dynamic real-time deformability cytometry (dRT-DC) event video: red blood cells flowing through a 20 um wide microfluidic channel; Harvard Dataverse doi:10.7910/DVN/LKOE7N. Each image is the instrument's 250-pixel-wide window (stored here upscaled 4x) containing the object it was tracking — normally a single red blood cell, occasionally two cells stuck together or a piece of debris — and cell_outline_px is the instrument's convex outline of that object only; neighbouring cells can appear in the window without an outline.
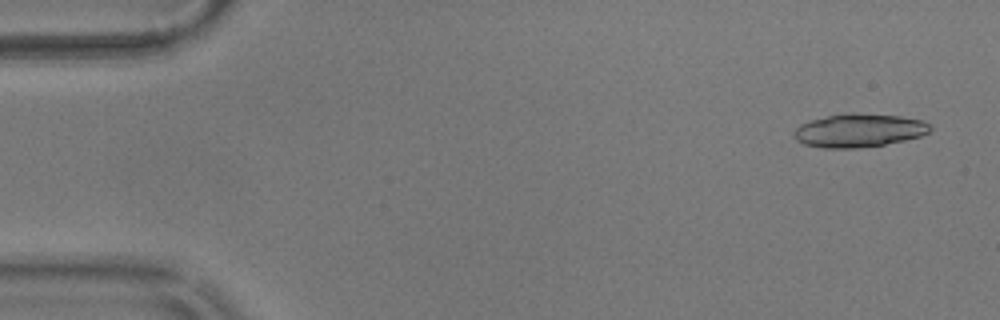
{"species": "common noctule bat (a hibernating species)", "species_latin": "Nyctalus noctula", "temperature_condition": "warm", "stored_images_in_passage": 39, "camera_frame_rate_fps": 3000, "um_per_image_px": 0.085, "animal": {"sex": "male", "body_mass_g": 17.9}, "frame": {"image": 1, "passage_image": 3, "time_ms": 0.667, "image_size_px": [1000, 320], "cell_outline_px": [[932, 128], [928, 132], [920, 136], [904, 140], [884, 144], [856, 148], [824, 148], [804, 144], [796, 140], [792, 132], [800, 124], [808, 120], [828, 116], [856, 112], [900, 116], [920, 120], [928, 124]], "centroid_in_image_um": [72.97, 11.08], "position_along_channel_um": 12.0, "area_um2": 26.41}}
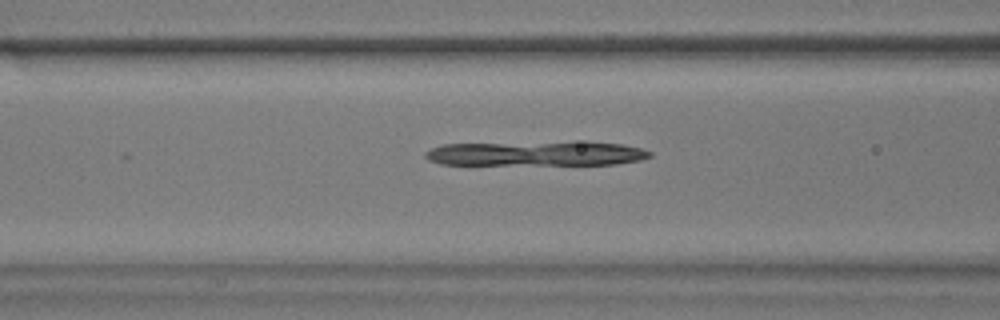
{"frame": {"image": 2, "passage_image": 22, "time_ms": 7.0, "image_size_px": [1000, 320], "cell_outline_px": [[652, 156], [640, 160], [616, 164], [440, 164], [428, 160], [424, 156], [424, 152], [432, 148], [444, 144], [588, 140], [620, 144], [640, 148], [652, 152]], "centroid_in_image_um": [45.61, 13.02], "position_along_channel_um": 121.0, "area_um2": 32.95}}
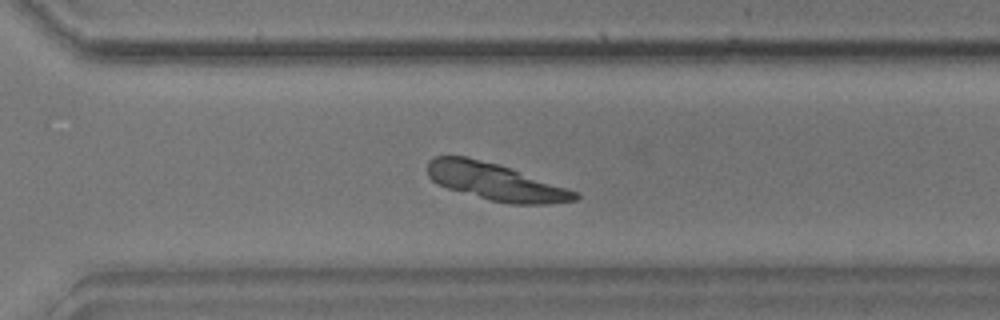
{"frame": {"image": 3, "passage_image": 34, "time_ms": 11.0, "image_size_px": [1000, 320], "cell_outline_px": [[580, 196], [576, 200], [548, 204], [512, 204], [488, 200], [448, 188], [436, 184], [428, 176], [428, 160], [436, 156], [464, 156], [500, 164], [580, 192]], "centroid_in_image_um": [42.14, 15.45], "position_along_channel_um": 328.5, "area_um2": 32.08}, "authors_computed_cell_mechanics": {"area_um2": 29.8826, "velocity_mm_per_s": 3.5842, "shape_relaxation_time_tau1_ms": null, "shape_relaxation_time_tau2_ms": 2.0715, "deformation_change_tau1": null, "deformation_change_tau2": 0.0679}}